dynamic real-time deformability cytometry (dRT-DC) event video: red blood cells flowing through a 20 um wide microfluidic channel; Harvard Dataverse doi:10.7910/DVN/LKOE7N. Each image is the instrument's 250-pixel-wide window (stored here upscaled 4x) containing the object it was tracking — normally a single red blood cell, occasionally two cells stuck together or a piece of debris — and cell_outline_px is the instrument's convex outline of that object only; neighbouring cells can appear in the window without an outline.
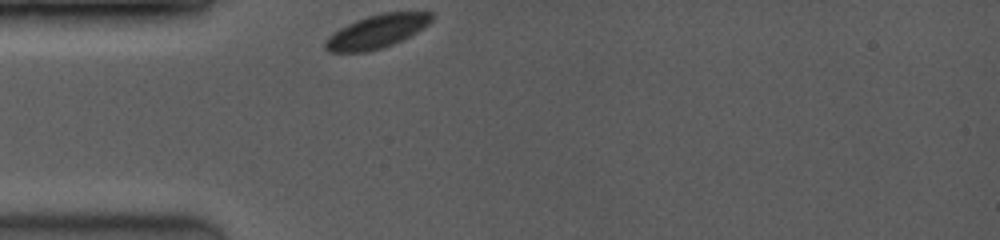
{"species": "common noctule bat (a hibernating species)", "species_latin": "Nyctalus noctula", "temperature_condition": "room temperature", "stored_images_in_passage": 38, "camera_frame_rate_fps": 3500, "um_per_image_px": 0.085, "animal": {"sex": "female", "body_mass_g": 19.0, "forearm_length_mm": 53.3}, "frame": {"image": 1, "passage_image": 1, "time_ms": 0.0, "image_size_px": [1000, 240], "cell_outline_px": [[432, 20], [424, 28], [392, 44], [368, 52], [328, 52], [324, 48], [324, 40], [328, 36], [340, 28], [356, 20], [368, 16], [384, 12], [432, 12]], "centroid_in_image_um": [31.99, 2.68], "position_along_channel_um": 53.0, "area_um2": 20.52}}
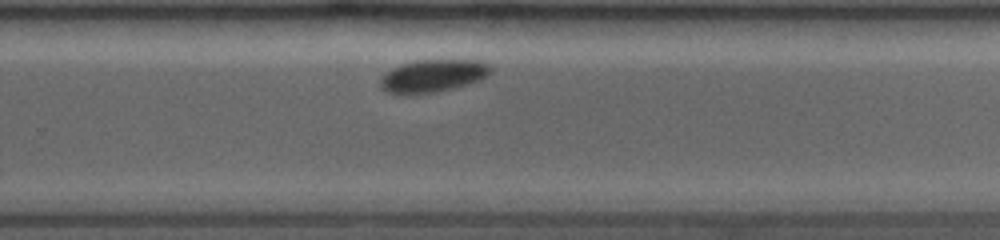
{"frame": {"image": 2, "passage_image": 24, "time_ms": 6.571, "image_size_px": [1000, 240], "cell_outline_px": [[492, 72], [480, 80], [468, 84], [436, 92], [416, 96], [404, 96], [384, 92], [380, 88], [380, 76], [392, 68], [400, 64], [416, 60], [480, 60], [488, 64], [492, 68]], "centroid_in_image_um": [36.73, 6.48], "position_along_channel_um": 293.1, "area_um2": 21.68}}
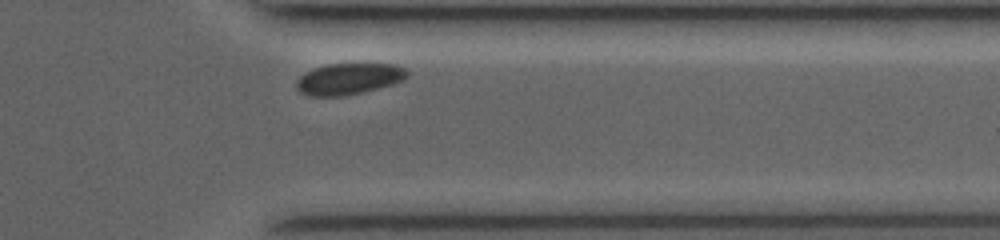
{"frame": {"image": 3, "passage_image": 32, "time_ms": 8.857, "image_size_px": [1000, 240], "cell_outline_px": [[408, 76], [404, 80], [392, 84], [364, 92], [344, 96], [308, 96], [300, 92], [296, 88], [296, 80], [304, 72], [328, 64], [396, 64], [404, 68], [408, 72]], "centroid_in_image_um": [29.64, 6.71], "position_along_channel_um": 381.8, "area_um2": 20.29}, "authors_computed_cell_mechanics": {"area_um2": 21.7328, "velocity_mm_per_s": 3.7803, "shape_relaxation_time_tau1_ms": 0.7626, "shape_relaxation_time_tau2_ms": null, "deformation_change_tau1": 0.0351, "deformation_change_tau2": null}}